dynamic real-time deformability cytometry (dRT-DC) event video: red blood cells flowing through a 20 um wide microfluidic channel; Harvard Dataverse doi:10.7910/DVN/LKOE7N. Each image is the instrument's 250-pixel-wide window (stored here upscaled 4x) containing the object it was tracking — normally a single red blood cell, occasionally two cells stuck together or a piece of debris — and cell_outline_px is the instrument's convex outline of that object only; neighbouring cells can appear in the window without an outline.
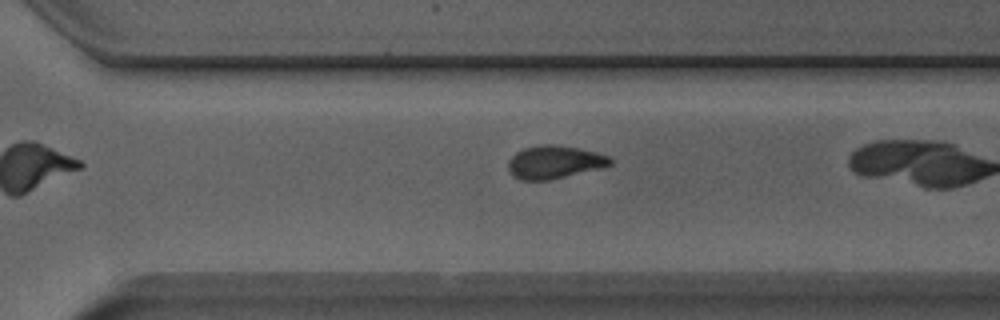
{"species": "Egyptian fruit bat (a non-hibernating species)", "species_latin": "Rousettus aegyptiacus", "temperature_condition": "room temperature", "stored_images_in_passage": 29, "camera_frame_rate_fps": 3000, "um_per_image_px": 0.085, "animal": {"sex": "male"}, "frame": {"image": 1, "passage_image": 25, "time_ms": 8.0, "image_size_px": [1000, 320], "cell_outline_px": [[612, 164], [600, 168], [548, 180], [520, 180], [512, 176], [508, 168], [508, 160], [516, 152], [524, 148], [544, 144], [556, 144], [596, 152], [608, 156], [612, 160]], "centroid_in_image_um": [47.09, 13.78], "position_along_channel_um": 323.5, "area_um2": 19.48}}